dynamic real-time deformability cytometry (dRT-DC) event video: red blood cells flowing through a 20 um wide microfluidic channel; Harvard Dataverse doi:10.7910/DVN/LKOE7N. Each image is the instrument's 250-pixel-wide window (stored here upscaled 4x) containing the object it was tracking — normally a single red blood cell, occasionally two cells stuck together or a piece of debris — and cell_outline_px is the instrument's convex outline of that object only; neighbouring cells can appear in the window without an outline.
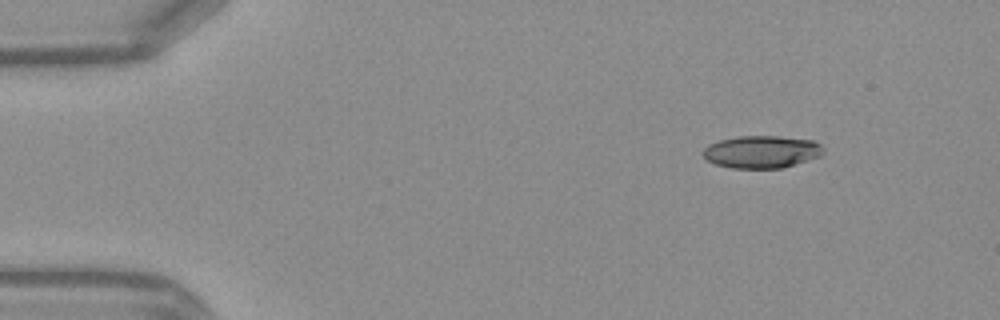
{"species": "Egyptian fruit bat (a non-hibernating species)", "species_latin": "Rousettus aegyptiacus", "temperature_condition": "warm", "stored_images_in_passage": 3, "camera_frame_rate_fps": 3000, "um_per_image_px": 0.085, "frame": {"image": 1, "passage_image": 1, "time_ms": 0.0, "image_size_px": [1000, 320], "cell_outline_px": [[824, 152], [820, 156], [780, 168], [732, 168], [716, 164], [708, 160], [700, 152], [708, 144], [720, 140], [736, 136], [776, 136], [812, 140], [820, 144], [824, 148]], "centroid_in_image_um": [64.71, 12.89], "position_along_channel_um": 20.3, "area_um2": 22.66}}